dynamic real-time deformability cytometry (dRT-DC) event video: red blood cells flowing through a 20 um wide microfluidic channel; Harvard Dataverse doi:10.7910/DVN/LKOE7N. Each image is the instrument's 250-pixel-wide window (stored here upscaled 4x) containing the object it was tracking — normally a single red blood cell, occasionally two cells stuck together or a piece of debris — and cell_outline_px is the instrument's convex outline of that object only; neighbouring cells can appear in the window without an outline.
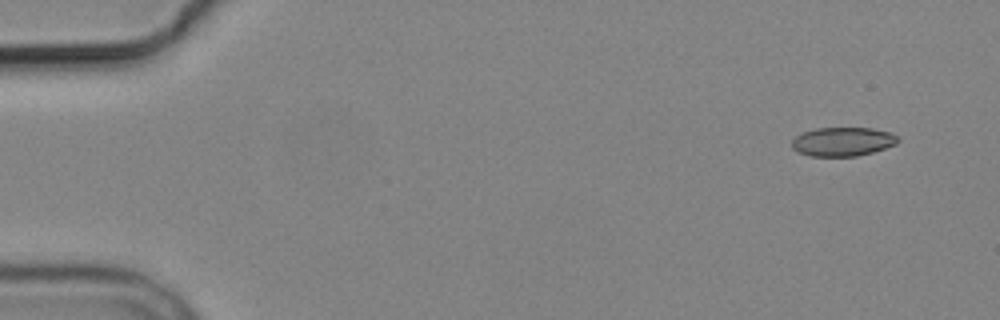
{"species": "common noctule bat (a hibernating species)", "species_latin": "Nyctalus noctula", "temperature_condition": "cold", "stored_images_in_passage": 5, "camera_frame_rate_fps": 3000, "um_per_image_px": 0.085, "animal": {"sex": "male", "body_mass_g": 19.2, "forearm_length_mm": 51.8}, "frame": {"image": 1, "passage_image": 1, "time_ms": 0.0, "image_size_px": [1000, 320], "cell_outline_px": [[900, 140], [896, 144], [872, 152], [856, 156], [812, 156], [800, 152], [792, 148], [792, 140], [796, 136], [804, 132], [816, 128], [872, 128], [888, 132], [896, 136]], "centroid_in_image_um": [71.63, 12.03], "position_along_channel_um": 13.4, "area_um2": 17.63}}
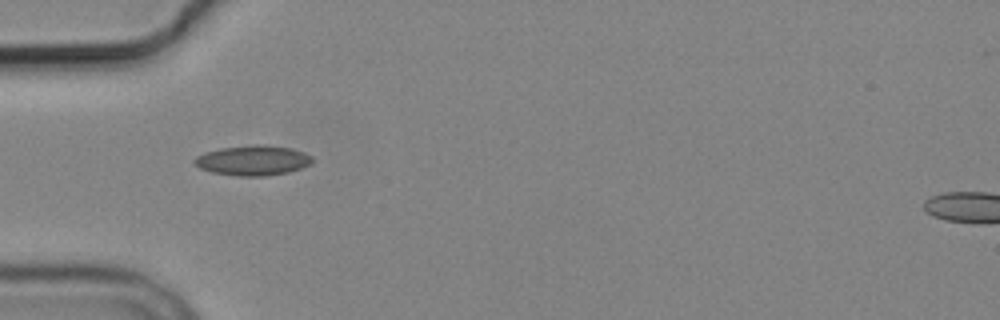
{"frame": {"image": 2, "passage_image": 4, "time_ms": 4.667, "image_size_px": [1000, 320], "cell_outline_px": [[312, 164], [288, 172], [268, 176], [240, 176], [212, 172], [200, 168], [192, 160], [196, 156], [204, 152], [220, 148], [252, 144], [264, 144], [292, 148], [304, 152], [312, 156]], "centroid_in_image_um": [21.5, 13.62], "position_along_channel_um": 63.5, "area_um2": 20.81}}
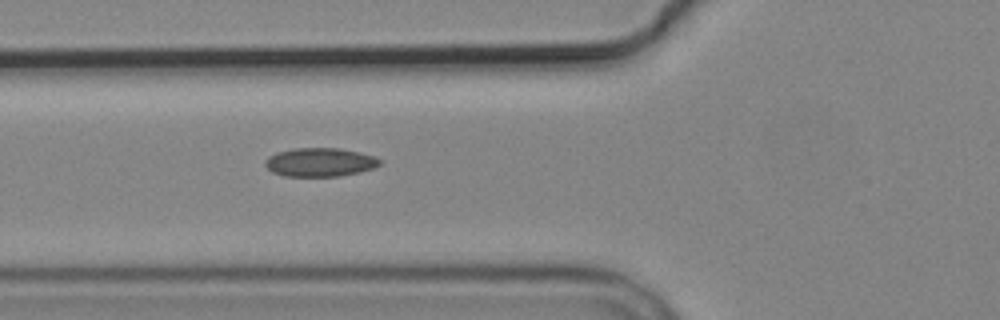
{"frame": {"image": 3, "passage_image": 5, "time_ms": 5.667, "image_size_px": [1000, 320], "cell_outline_px": [[380, 164], [372, 168], [360, 172], [340, 176], [284, 176], [272, 172], [264, 164], [264, 160], [268, 156], [276, 152], [292, 148], [340, 148], [360, 152], [372, 156], [380, 160]], "centroid_in_image_um": [27.14, 13.78], "position_along_channel_um": 98.7, "area_um2": 19.19}}